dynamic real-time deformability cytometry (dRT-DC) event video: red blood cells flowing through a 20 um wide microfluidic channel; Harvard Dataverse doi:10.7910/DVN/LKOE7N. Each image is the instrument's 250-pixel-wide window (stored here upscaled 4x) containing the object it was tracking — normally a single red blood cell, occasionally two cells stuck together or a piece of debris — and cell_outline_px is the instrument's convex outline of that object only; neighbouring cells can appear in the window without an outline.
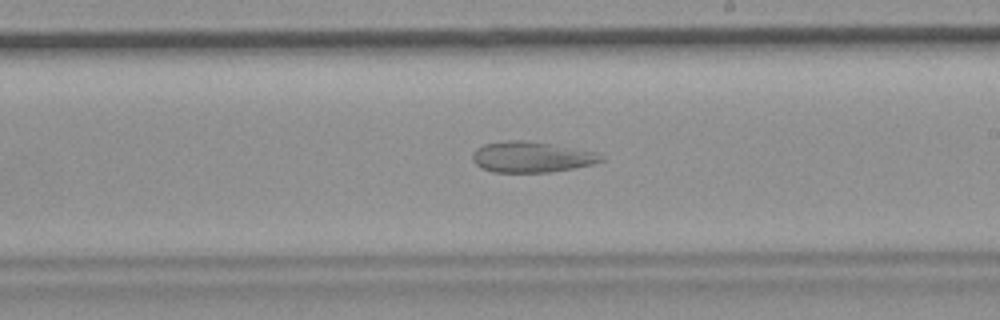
{"species": "common noctule bat (a hibernating species)", "species_latin": "Nyctalus noctula", "temperature_condition": "room temperature", "stored_images_in_passage": 48, "camera_frame_rate_fps": 3000, "um_per_image_px": 0.085, "animal": {"sex": "female", "body_mass_g": 19.9}, "frame": {"image": 1, "passage_image": 26, "time_ms": 8.333, "image_size_px": [1000, 320], "cell_outline_px": [[604, 160], [592, 164], [552, 172], [492, 172], [480, 168], [472, 160], [472, 152], [476, 148], [484, 144], [508, 140], [524, 140], [552, 144], [596, 152], [604, 156]], "centroid_in_image_um": [45.14, 13.34], "position_along_channel_um": 243.9, "area_um2": 23.12}}
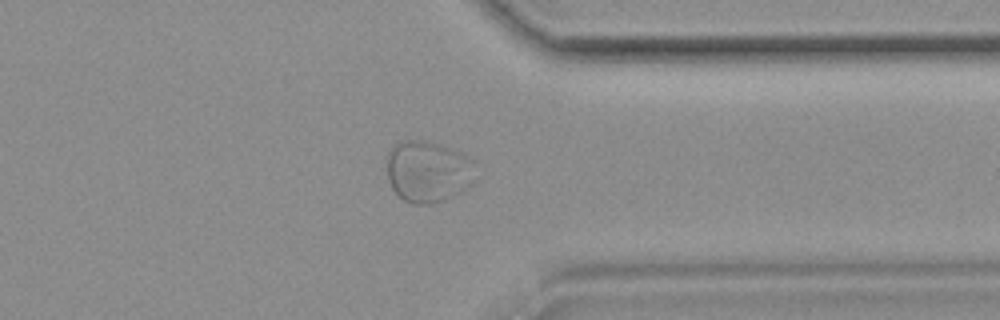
{"frame": {"image": 2, "passage_image": 37, "time_ms": 12.0, "image_size_px": [1000, 320], "cell_outline_px": [[476, 160], [472, 180], [460, 192], [444, 200], [432, 204], [412, 204], [404, 200], [392, 188], [388, 180], [384, 156], [388, 148], [404, 140], [424, 140], [440, 144], [452, 148]], "centroid_in_image_um": [36.32, 14.54], "position_along_channel_um": 375.1, "area_um2": 32.31}}